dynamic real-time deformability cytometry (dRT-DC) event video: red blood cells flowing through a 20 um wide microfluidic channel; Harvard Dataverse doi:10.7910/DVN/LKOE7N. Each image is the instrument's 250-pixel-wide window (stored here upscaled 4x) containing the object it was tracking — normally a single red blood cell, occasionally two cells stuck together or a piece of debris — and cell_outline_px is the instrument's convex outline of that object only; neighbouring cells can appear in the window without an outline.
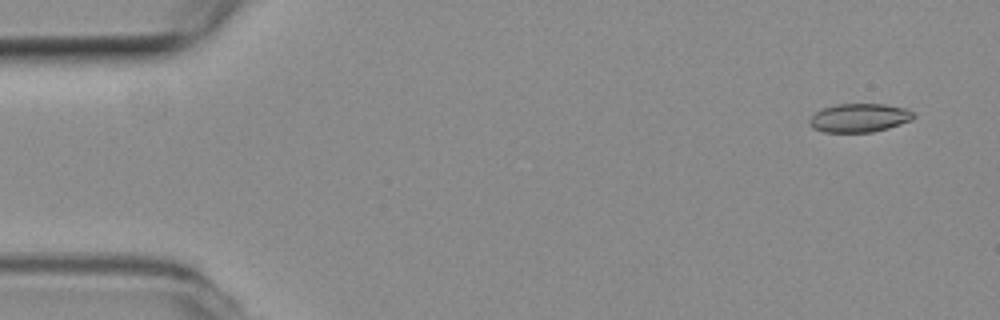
{"species": "common noctule bat (a hibernating species)", "species_latin": "Nyctalus noctula", "temperature_condition": "room temperature", "stored_images_in_passage": 9, "camera_frame_rate_fps": 3000, "um_per_image_px": 0.085, "animal": {"sex": "female", "body_mass_g": 19.3, "forearm_length_mm": 54.1}, "frame": {"image": 1, "passage_image": 1, "time_ms": 0.0, "image_size_px": [1000, 320], "cell_outline_px": [[916, 116], [912, 120], [888, 128], [872, 132], [824, 132], [812, 128], [808, 124], [808, 120], [816, 112], [824, 108], [836, 104], [884, 104], [904, 108], [912, 112]], "centroid_in_image_um": [73.02, 10.02], "position_along_channel_um": 12.0, "area_um2": 17.34}}
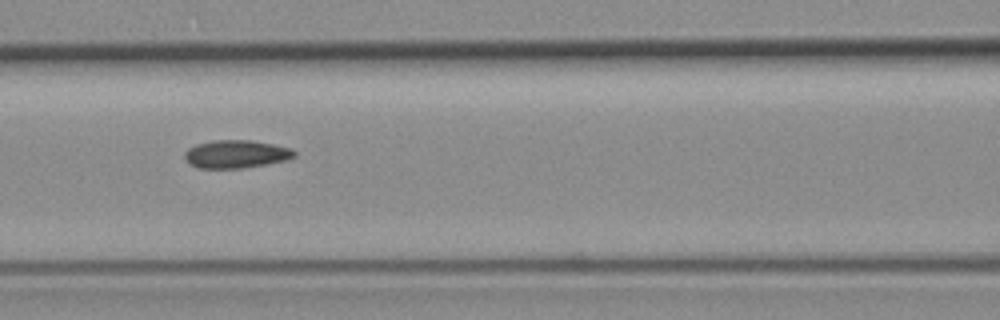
{"frame": {"image": 2, "passage_image": 7, "time_ms": 2.0, "image_size_px": [1000, 320], "cell_outline_px": [[296, 156], [284, 160], [244, 168], [196, 168], [188, 164], [184, 156], [184, 152], [188, 148], [196, 144], [212, 140], [248, 140], [272, 144], [292, 148], [296, 152]], "centroid_in_image_um": [20.02, 13.1], "position_along_channel_um": 146.6, "area_um2": 17.92}}
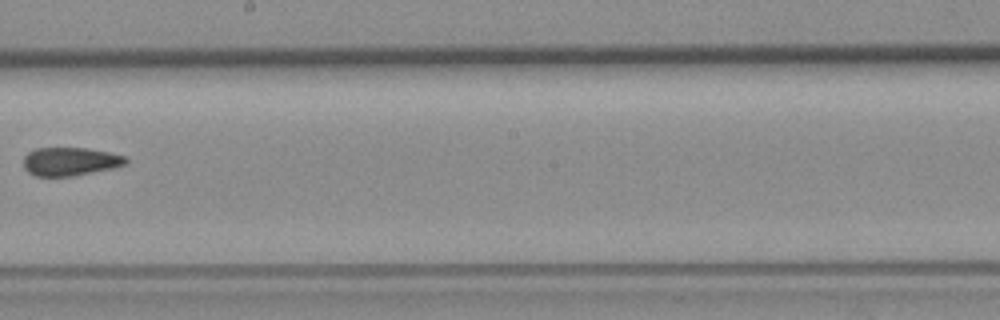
{"frame": {"image": 3, "passage_image": 9, "time_ms": 2.667, "image_size_px": [1000, 320], "cell_outline_px": [[128, 164], [112, 168], [72, 176], [36, 176], [28, 172], [24, 168], [24, 156], [28, 152], [36, 148], [88, 148], [128, 156]], "centroid_in_image_um": [5.99, 13.72], "position_along_channel_um": 242.2, "area_um2": 16.99}}